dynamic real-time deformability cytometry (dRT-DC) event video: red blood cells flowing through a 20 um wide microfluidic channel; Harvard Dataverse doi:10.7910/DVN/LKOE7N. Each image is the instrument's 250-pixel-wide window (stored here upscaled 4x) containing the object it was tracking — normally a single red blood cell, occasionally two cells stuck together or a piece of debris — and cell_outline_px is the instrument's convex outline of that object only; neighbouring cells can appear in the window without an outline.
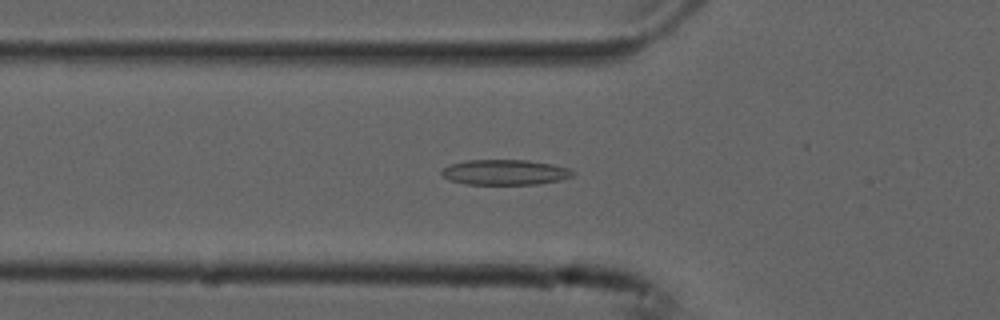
{"species": "common noctule bat (a hibernating species)", "species_latin": "Nyctalus noctula", "temperature_condition": "cold", "stored_images_in_passage": 30, "camera_frame_rate_fps": 3000, "um_per_image_px": 0.085, "animal": {"sex": "male", "forearm_length_mm": 52.5}, "frame": {"image": 1, "passage_image": 18, "time_ms": 5.667, "image_size_px": [1000, 320], "cell_outline_px": [[576, 172], [572, 176], [560, 180], [536, 184], [464, 184], [448, 180], [440, 172], [448, 164], [468, 160], [528, 160], [552, 164], [568, 168]], "centroid_in_image_um": [42.9, 14.64], "position_along_channel_um": 82.9, "area_um2": 19.36}}
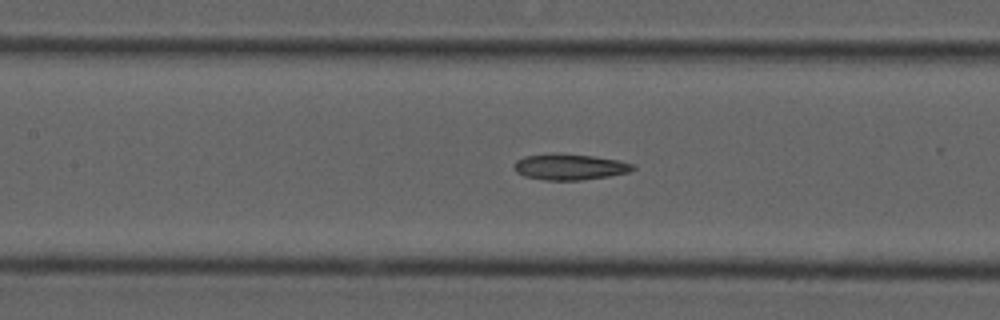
{"frame": {"image": 2, "passage_image": 24, "time_ms": 7.667, "image_size_px": [1000, 320], "cell_outline_px": [[636, 168], [628, 172], [608, 176], [584, 180], [548, 180], [524, 176], [516, 172], [516, 160], [524, 156], [592, 156], [616, 160], [632, 164]], "centroid_in_image_um": [48.46, 14.23], "position_along_channel_um": 158.9, "area_um2": 16.88}}
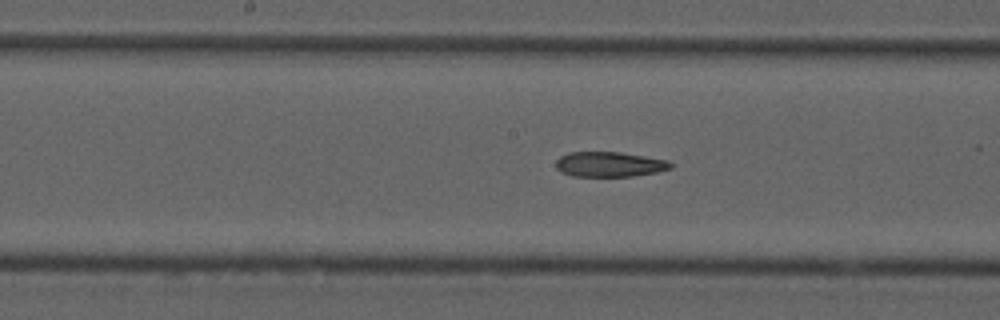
{"frame": {"image": 3, "passage_image": 27, "time_ms": 8.667, "image_size_px": [1000, 320], "cell_outline_px": [[676, 164], [672, 168], [656, 172], [632, 176], [572, 176], [560, 172], [556, 168], [556, 160], [560, 156], [568, 152], [620, 152], [668, 160]], "centroid_in_image_um": [51.81, 13.96], "position_along_channel_um": 196.4, "area_um2": 16.88}}